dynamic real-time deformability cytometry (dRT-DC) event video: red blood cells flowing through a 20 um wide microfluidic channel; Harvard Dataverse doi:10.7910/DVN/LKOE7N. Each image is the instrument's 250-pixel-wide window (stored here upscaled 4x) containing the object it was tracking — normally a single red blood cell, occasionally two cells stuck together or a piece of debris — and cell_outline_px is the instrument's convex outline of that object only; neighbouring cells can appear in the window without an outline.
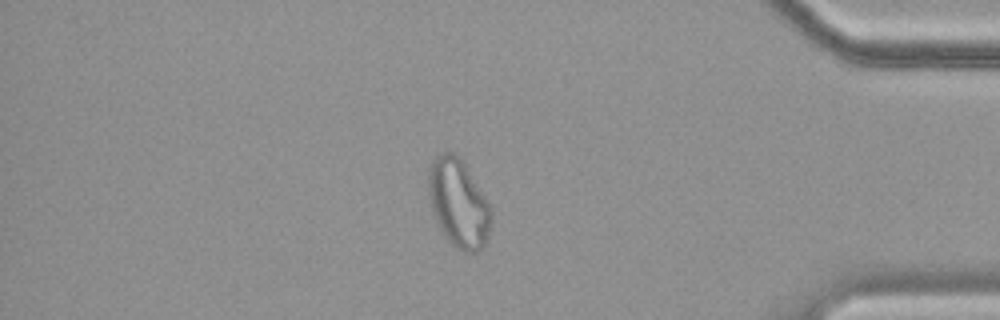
{"species": "common noctule bat (a hibernating species)", "species_latin": "Nyctalus noctula", "temperature_condition": "cold", "stored_images_in_passage": 57, "camera_frame_rate_fps": 3000, "um_per_image_px": 0.085, "animal": {"sex": "female", "body_mass_g": 19.9}, "frame": {"image": 1, "passage_image": 49, "time_ms": 16.0, "image_size_px": [1000, 320], "cell_outline_px": [[492, 220], [484, 244], [476, 252], [464, 252], [456, 248], [440, 232], [432, 212], [428, 196], [428, 168], [432, 160], [440, 152], [452, 152], [464, 164], [488, 204], [492, 212]], "centroid_in_image_um": [38.91, 17.29], "position_along_channel_um": 396.3, "area_um2": 31.96}}